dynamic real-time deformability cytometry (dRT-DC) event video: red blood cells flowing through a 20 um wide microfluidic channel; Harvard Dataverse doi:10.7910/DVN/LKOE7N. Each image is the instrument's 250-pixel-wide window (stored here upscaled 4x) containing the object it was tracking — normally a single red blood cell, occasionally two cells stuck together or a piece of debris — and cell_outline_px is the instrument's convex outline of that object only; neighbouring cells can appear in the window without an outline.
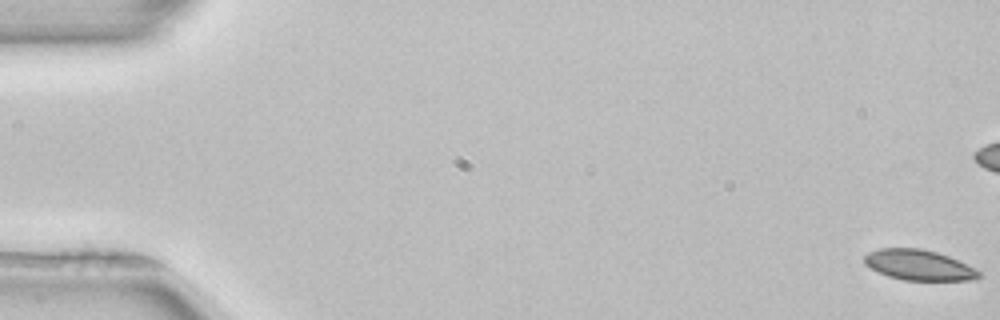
{"species": "common noctule bat (a hibernating species)", "species_latin": "Nyctalus noctula", "temperature_condition": "room temperature", "stored_images_in_passage": 54, "camera_frame_rate_fps": 3000, "um_per_image_px": 0.085, "animal": {"sex": "female", "body_mass_g": 22.7, "forearm_length_mm": 54.2}, "frame": {"image": 1, "passage_image": 1, "time_ms": 0.0, "image_size_px": [1000, 320], "cell_outline_px": [[980, 276], [972, 280], [904, 280], [888, 276], [876, 272], [864, 264], [864, 256], [868, 252], [880, 248], [920, 248], [936, 252], [948, 256], [968, 264], [980, 272]], "centroid_in_image_um": [78.06, 22.52], "position_along_channel_um": 6.9, "area_um2": 20.35}, "authors_computed_cell_mechanics": {"area_um2": 20.9525, "velocity_mm_per_s": 3.9278, "shape_relaxation_time_tau1_ms": 4.1882, "shape_relaxation_time_tau2_ms": 5.1022, "deformation_change_tau1": 0.0942, "deformation_change_tau2": 0.0768}}